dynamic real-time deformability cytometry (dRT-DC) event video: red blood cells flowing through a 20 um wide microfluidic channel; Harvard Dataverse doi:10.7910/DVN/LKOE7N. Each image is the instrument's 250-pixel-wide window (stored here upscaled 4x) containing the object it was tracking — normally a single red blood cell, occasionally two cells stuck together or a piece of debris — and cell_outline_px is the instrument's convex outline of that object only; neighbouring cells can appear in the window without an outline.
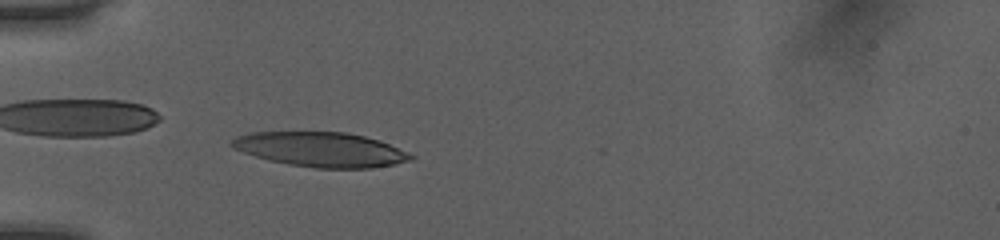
{"species": "human", "species_latin": "Homo sapiens", "temperature_condition": "room temperature", "stored_images_in_passage": 41, "camera_frame_rate_fps": 3000, "um_per_image_px": 0.085, "donor": {"sex": "female"}, "frame": {"image": 1, "passage_image": 12, "time_ms": 3.667, "image_size_px": [1000, 240], "cell_outline_px": [[416, 156], [412, 160], [396, 164], [372, 168], [316, 168], [288, 164], [268, 160], [232, 148], [228, 144], [236, 136], [252, 132], [348, 132], [380, 140], [408, 152]], "centroid_in_image_um": [27.29, 12.7], "position_along_channel_um": 57.7, "area_um2": 36.3}}
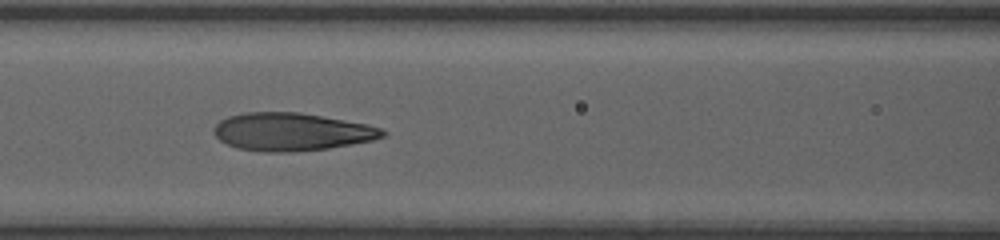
{"frame": {"image": 2, "passage_image": 19, "time_ms": 6.0, "image_size_px": [1000, 240], "cell_outline_px": [[388, 132], [384, 136], [372, 140], [328, 148], [292, 152], [260, 152], [236, 148], [220, 140], [212, 132], [212, 128], [220, 120], [228, 116], [244, 112], [300, 112], [368, 124], [380, 128]], "centroid_in_image_um": [24.75, 11.2], "position_along_channel_um": 141.9, "area_um2": 37.4}}
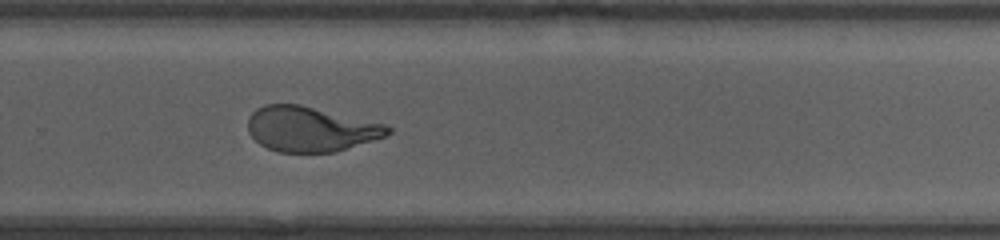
{"frame": {"image": 3, "passage_image": 31, "time_ms": 10.0, "image_size_px": [1000, 240], "cell_outline_px": [[392, 132], [384, 136], [372, 140], [332, 152], [276, 152], [260, 144], [248, 132], [248, 116], [256, 108], [264, 104], [300, 104], [384, 124], [392, 128]], "centroid_in_image_um": [26.34, 10.96], "position_along_channel_um": 303.5, "area_um2": 36.36}, "authors_computed_cell_mechanics": {"area_um2": 36.5296, "velocity_mm_per_s": 4.0568, "shape_relaxation_time_tau1_ms": 4.3688, "shape_relaxation_time_tau2_ms": 1.0199, "deformation_change_tau1": 0.2112, "deformation_change_tau2": 0.0924}}